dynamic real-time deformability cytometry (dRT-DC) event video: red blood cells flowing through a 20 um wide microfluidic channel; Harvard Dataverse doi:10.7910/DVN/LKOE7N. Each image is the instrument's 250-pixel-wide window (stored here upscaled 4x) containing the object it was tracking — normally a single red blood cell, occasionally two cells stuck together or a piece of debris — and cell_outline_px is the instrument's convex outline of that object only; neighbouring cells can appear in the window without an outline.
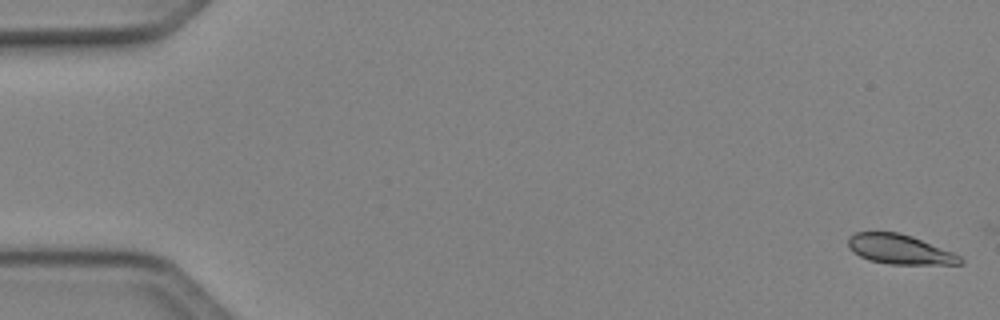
{"species": "Egyptian fruit bat (a non-hibernating species)", "species_latin": "Rousettus aegyptiacus", "temperature_condition": "cold", "stored_images_in_passage": 5, "camera_frame_rate_fps": 3000, "um_per_image_px": 0.085, "animal": {"sex": "female"}, "frame": {"image": 1, "passage_image": 1, "time_ms": 0.0, "image_size_px": [1000, 320], "cell_outline_px": [[964, 264], [888, 264], [868, 260], [852, 252], [848, 248], [848, 236], [856, 232], [900, 232], [912, 236], [952, 252], [960, 256], [964, 260]], "centroid_in_image_um": [76.44, 21.19], "position_along_channel_um": 8.6, "area_um2": 19.42}}